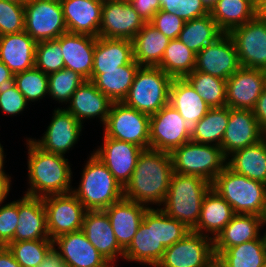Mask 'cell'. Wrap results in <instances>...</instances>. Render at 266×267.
I'll return each mask as SVG.
<instances>
[{
    "mask_svg": "<svg viewBox=\"0 0 266 267\" xmlns=\"http://www.w3.org/2000/svg\"><path fill=\"white\" fill-rule=\"evenodd\" d=\"M184 78L210 108L226 106V80L195 70Z\"/></svg>",
    "mask_w": 266,
    "mask_h": 267,
    "instance_id": "obj_41",
    "label": "cell"
},
{
    "mask_svg": "<svg viewBox=\"0 0 266 267\" xmlns=\"http://www.w3.org/2000/svg\"><path fill=\"white\" fill-rule=\"evenodd\" d=\"M223 34L224 32L219 28L209 13L203 17L185 21L178 40L197 54Z\"/></svg>",
    "mask_w": 266,
    "mask_h": 267,
    "instance_id": "obj_38",
    "label": "cell"
},
{
    "mask_svg": "<svg viewBox=\"0 0 266 267\" xmlns=\"http://www.w3.org/2000/svg\"><path fill=\"white\" fill-rule=\"evenodd\" d=\"M173 172L198 176L212 184L226 167L227 158L221 147L192 141L175 148L171 153Z\"/></svg>",
    "mask_w": 266,
    "mask_h": 267,
    "instance_id": "obj_8",
    "label": "cell"
},
{
    "mask_svg": "<svg viewBox=\"0 0 266 267\" xmlns=\"http://www.w3.org/2000/svg\"><path fill=\"white\" fill-rule=\"evenodd\" d=\"M43 203L51 240L66 233L82 230L87 209L72 192L46 196Z\"/></svg>",
    "mask_w": 266,
    "mask_h": 267,
    "instance_id": "obj_13",
    "label": "cell"
},
{
    "mask_svg": "<svg viewBox=\"0 0 266 267\" xmlns=\"http://www.w3.org/2000/svg\"><path fill=\"white\" fill-rule=\"evenodd\" d=\"M191 229L171 218L160 208L148 209L129 246L124 250L123 261L135 262L144 267H155L167 247L183 239Z\"/></svg>",
    "mask_w": 266,
    "mask_h": 267,
    "instance_id": "obj_1",
    "label": "cell"
},
{
    "mask_svg": "<svg viewBox=\"0 0 266 267\" xmlns=\"http://www.w3.org/2000/svg\"><path fill=\"white\" fill-rule=\"evenodd\" d=\"M211 188V183L201 177L173 172L160 209L192 230L199 220L204 197Z\"/></svg>",
    "mask_w": 266,
    "mask_h": 267,
    "instance_id": "obj_4",
    "label": "cell"
},
{
    "mask_svg": "<svg viewBox=\"0 0 266 267\" xmlns=\"http://www.w3.org/2000/svg\"><path fill=\"white\" fill-rule=\"evenodd\" d=\"M14 79V74L10 69L0 61V89L6 85L12 84Z\"/></svg>",
    "mask_w": 266,
    "mask_h": 267,
    "instance_id": "obj_56",
    "label": "cell"
},
{
    "mask_svg": "<svg viewBox=\"0 0 266 267\" xmlns=\"http://www.w3.org/2000/svg\"><path fill=\"white\" fill-rule=\"evenodd\" d=\"M139 67L140 65L133 60L117 70H102V74H91L89 81L112 102H123Z\"/></svg>",
    "mask_w": 266,
    "mask_h": 267,
    "instance_id": "obj_34",
    "label": "cell"
},
{
    "mask_svg": "<svg viewBox=\"0 0 266 267\" xmlns=\"http://www.w3.org/2000/svg\"><path fill=\"white\" fill-rule=\"evenodd\" d=\"M145 24L130 2L103 0L99 37L132 41Z\"/></svg>",
    "mask_w": 266,
    "mask_h": 267,
    "instance_id": "obj_16",
    "label": "cell"
},
{
    "mask_svg": "<svg viewBox=\"0 0 266 267\" xmlns=\"http://www.w3.org/2000/svg\"><path fill=\"white\" fill-rule=\"evenodd\" d=\"M85 81L77 72L66 68L51 73L48 75V96L66 106L73 93Z\"/></svg>",
    "mask_w": 266,
    "mask_h": 267,
    "instance_id": "obj_44",
    "label": "cell"
},
{
    "mask_svg": "<svg viewBox=\"0 0 266 267\" xmlns=\"http://www.w3.org/2000/svg\"><path fill=\"white\" fill-rule=\"evenodd\" d=\"M56 40L60 43L64 68L77 72L85 80H90L96 37L67 32Z\"/></svg>",
    "mask_w": 266,
    "mask_h": 267,
    "instance_id": "obj_25",
    "label": "cell"
},
{
    "mask_svg": "<svg viewBox=\"0 0 266 267\" xmlns=\"http://www.w3.org/2000/svg\"><path fill=\"white\" fill-rule=\"evenodd\" d=\"M104 135L120 141L150 148V115L126 106L123 102H113L104 125Z\"/></svg>",
    "mask_w": 266,
    "mask_h": 267,
    "instance_id": "obj_9",
    "label": "cell"
},
{
    "mask_svg": "<svg viewBox=\"0 0 266 267\" xmlns=\"http://www.w3.org/2000/svg\"><path fill=\"white\" fill-rule=\"evenodd\" d=\"M11 179V176H0V204L5 203L4 201L7 200L11 187H13Z\"/></svg>",
    "mask_w": 266,
    "mask_h": 267,
    "instance_id": "obj_55",
    "label": "cell"
},
{
    "mask_svg": "<svg viewBox=\"0 0 266 267\" xmlns=\"http://www.w3.org/2000/svg\"><path fill=\"white\" fill-rule=\"evenodd\" d=\"M226 166L237 174L266 184V136L232 153L227 157Z\"/></svg>",
    "mask_w": 266,
    "mask_h": 267,
    "instance_id": "obj_33",
    "label": "cell"
},
{
    "mask_svg": "<svg viewBox=\"0 0 266 267\" xmlns=\"http://www.w3.org/2000/svg\"><path fill=\"white\" fill-rule=\"evenodd\" d=\"M130 4L146 23L150 22L153 16L161 9L160 0H132Z\"/></svg>",
    "mask_w": 266,
    "mask_h": 267,
    "instance_id": "obj_51",
    "label": "cell"
},
{
    "mask_svg": "<svg viewBox=\"0 0 266 267\" xmlns=\"http://www.w3.org/2000/svg\"><path fill=\"white\" fill-rule=\"evenodd\" d=\"M82 231L89 242L113 266L118 259L123 260L124 250L119 246L110 219L104 210H87Z\"/></svg>",
    "mask_w": 266,
    "mask_h": 267,
    "instance_id": "obj_22",
    "label": "cell"
},
{
    "mask_svg": "<svg viewBox=\"0 0 266 267\" xmlns=\"http://www.w3.org/2000/svg\"><path fill=\"white\" fill-rule=\"evenodd\" d=\"M28 189L23 195L44 198L72 192L73 172L68 158L38 147L26 137Z\"/></svg>",
    "mask_w": 266,
    "mask_h": 267,
    "instance_id": "obj_3",
    "label": "cell"
},
{
    "mask_svg": "<svg viewBox=\"0 0 266 267\" xmlns=\"http://www.w3.org/2000/svg\"><path fill=\"white\" fill-rule=\"evenodd\" d=\"M172 174V156L169 152L143 149L130 180L123 187L124 198L149 209L155 205L158 206L155 208H160L168 192Z\"/></svg>",
    "mask_w": 266,
    "mask_h": 267,
    "instance_id": "obj_2",
    "label": "cell"
},
{
    "mask_svg": "<svg viewBox=\"0 0 266 267\" xmlns=\"http://www.w3.org/2000/svg\"><path fill=\"white\" fill-rule=\"evenodd\" d=\"M211 186L231 205L235 214L264 216L266 184L237 174L226 166Z\"/></svg>",
    "mask_w": 266,
    "mask_h": 267,
    "instance_id": "obj_6",
    "label": "cell"
},
{
    "mask_svg": "<svg viewBox=\"0 0 266 267\" xmlns=\"http://www.w3.org/2000/svg\"><path fill=\"white\" fill-rule=\"evenodd\" d=\"M133 60L131 40L96 37L91 74H102V70H117L118 67L130 64Z\"/></svg>",
    "mask_w": 266,
    "mask_h": 267,
    "instance_id": "obj_32",
    "label": "cell"
},
{
    "mask_svg": "<svg viewBox=\"0 0 266 267\" xmlns=\"http://www.w3.org/2000/svg\"><path fill=\"white\" fill-rule=\"evenodd\" d=\"M149 23L164 36L172 40L178 39L185 20L177 17L173 12H165L160 9Z\"/></svg>",
    "mask_w": 266,
    "mask_h": 267,
    "instance_id": "obj_49",
    "label": "cell"
},
{
    "mask_svg": "<svg viewBox=\"0 0 266 267\" xmlns=\"http://www.w3.org/2000/svg\"><path fill=\"white\" fill-rule=\"evenodd\" d=\"M102 138L103 142L92 153L106 165L114 178L124 187L133 174L143 148L106 137L104 134Z\"/></svg>",
    "mask_w": 266,
    "mask_h": 267,
    "instance_id": "obj_19",
    "label": "cell"
},
{
    "mask_svg": "<svg viewBox=\"0 0 266 267\" xmlns=\"http://www.w3.org/2000/svg\"><path fill=\"white\" fill-rule=\"evenodd\" d=\"M210 14L219 28L229 33L256 16V4L252 0H217Z\"/></svg>",
    "mask_w": 266,
    "mask_h": 267,
    "instance_id": "obj_37",
    "label": "cell"
},
{
    "mask_svg": "<svg viewBox=\"0 0 266 267\" xmlns=\"http://www.w3.org/2000/svg\"><path fill=\"white\" fill-rule=\"evenodd\" d=\"M18 219V200L0 204V246L14 242Z\"/></svg>",
    "mask_w": 266,
    "mask_h": 267,
    "instance_id": "obj_47",
    "label": "cell"
},
{
    "mask_svg": "<svg viewBox=\"0 0 266 267\" xmlns=\"http://www.w3.org/2000/svg\"><path fill=\"white\" fill-rule=\"evenodd\" d=\"M0 267H22L6 246H0Z\"/></svg>",
    "mask_w": 266,
    "mask_h": 267,
    "instance_id": "obj_54",
    "label": "cell"
},
{
    "mask_svg": "<svg viewBox=\"0 0 266 267\" xmlns=\"http://www.w3.org/2000/svg\"><path fill=\"white\" fill-rule=\"evenodd\" d=\"M240 67L234 41L224 33L196 54L194 70L227 80Z\"/></svg>",
    "mask_w": 266,
    "mask_h": 267,
    "instance_id": "obj_17",
    "label": "cell"
},
{
    "mask_svg": "<svg viewBox=\"0 0 266 267\" xmlns=\"http://www.w3.org/2000/svg\"><path fill=\"white\" fill-rule=\"evenodd\" d=\"M170 39L149 22L133 38V57L140 66L157 67L163 58Z\"/></svg>",
    "mask_w": 266,
    "mask_h": 267,
    "instance_id": "obj_35",
    "label": "cell"
},
{
    "mask_svg": "<svg viewBox=\"0 0 266 267\" xmlns=\"http://www.w3.org/2000/svg\"><path fill=\"white\" fill-rule=\"evenodd\" d=\"M180 1L181 0H160L161 10L165 12H173L174 10L178 9V4Z\"/></svg>",
    "mask_w": 266,
    "mask_h": 267,
    "instance_id": "obj_57",
    "label": "cell"
},
{
    "mask_svg": "<svg viewBox=\"0 0 266 267\" xmlns=\"http://www.w3.org/2000/svg\"><path fill=\"white\" fill-rule=\"evenodd\" d=\"M173 13L185 21L203 17L210 13L201 0H181Z\"/></svg>",
    "mask_w": 266,
    "mask_h": 267,
    "instance_id": "obj_50",
    "label": "cell"
},
{
    "mask_svg": "<svg viewBox=\"0 0 266 267\" xmlns=\"http://www.w3.org/2000/svg\"><path fill=\"white\" fill-rule=\"evenodd\" d=\"M53 247L69 267H113L89 242L82 230L53 239Z\"/></svg>",
    "mask_w": 266,
    "mask_h": 267,
    "instance_id": "obj_21",
    "label": "cell"
},
{
    "mask_svg": "<svg viewBox=\"0 0 266 267\" xmlns=\"http://www.w3.org/2000/svg\"><path fill=\"white\" fill-rule=\"evenodd\" d=\"M52 114L43 136L30 139L44 151L65 156L78 143L84 127L64 106L55 108Z\"/></svg>",
    "mask_w": 266,
    "mask_h": 267,
    "instance_id": "obj_15",
    "label": "cell"
},
{
    "mask_svg": "<svg viewBox=\"0 0 266 267\" xmlns=\"http://www.w3.org/2000/svg\"><path fill=\"white\" fill-rule=\"evenodd\" d=\"M150 148L171 153L191 141V128L169 103L150 115Z\"/></svg>",
    "mask_w": 266,
    "mask_h": 267,
    "instance_id": "obj_12",
    "label": "cell"
},
{
    "mask_svg": "<svg viewBox=\"0 0 266 267\" xmlns=\"http://www.w3.org/2000/svg\"><path fill=\"white\" fill-rule=\"evenodd\" d=\"M5 1L13 2L17 4H25L28 0H5Z\"/></svg>",
    "mask_w": 266,
    "mask_h": 267,
    "instance_id": "obj_61",
    "label": "cell"
},
{
    "mask_svg": "<svg viewBox=\"0 0 266 267\" xmlns=\"http://www.w3.org/2000/svg\"><path fill=\"white\" fill-rule=\"evenodd\" d=\"M18 217L14 241L50 239L43 198L27 195L19 198Z\"/></svg>",
    "mask_w": 266,
    "mask_h": 267,
    "instance_id": "obj_27",
    "label": "cell"
},
{
    "mask_svg": "<svg viewBox=\"0 0 266 267\" xmlns=\"http://www.w3.org/2000/svg\"><path fill=\"white\" fill-rule=\"evenodd\" d=\"M234 214L231 205L211 188L204 197L197 225L191 231L214 240Z\"/></svg>",
    "mask_w": 266,
    "mask_h": 267,
    "instance_id": "obj_30",
    "label": "cell"
},
{
    "mask_svg": "<svg viewBox=\"0 0 266 267\" xmlns=\"http://www.w3.org/2000/svg\"><path fill=\"white\" fill-rule=\"evenodd\" d=\"M265 88V70L240 67L226 80V106L253 110Z\"/></svg>",
    "mask_w": 266,
    "mask_h": 267,
    "instance_id": "obj_18",
    "label": "cell"
},
{
    "mask_svg": "<svg viewBox=\"0 0 266 267\" xmlns=\"http://www.w3.org/2000/svg\"><path fill=\"white\" fill-rule=\"evenodd\" d=\"M113 102L89 80L82 83L73 93L65 109L80 123L98 118L105 124Z\"/></svg>",
    "mask_w": 266,
    "mask_h": 267,
    "instance_id": "obj_23",
    "label": "cell"
},
{
    "mask_svg": "<svg viewBox=\"0 0 266 267\" xmlns=\"http://www.w3.org/2000/svg\"><path fill=\"white\" fill-rule=\"evenodd\" d=\"M6 247L22 267H38L53 248V240L14 241Z\"/></svg>",
    "mask_w": 266,
    "mask_h": 267,
    "instance_id": "obj_42",
    "label": "cell"
},
{
    "mask_svg": "<svg viewBox=\"0 0 266 267\" xmlns=\"http://www.w3.org/2000/svg\"><path fill=\"white\" fill-rule=\"evenodd\" d=\"M67 31L99 37L103 0H60Z\"/></svg>",
    "mask_w": 266,
    "mask_h": 267,
    "instance_id": "obj_24",
    "label": "cell"
},
{
    "mask_svg": "<svg viewBox=\"0 0 266 267\" xmlns=\"http://www.w3.org/2000/svg\"><path fill=\"white\" fill-rule=\"evenodd\" d=\"M196 53L178 39H172L157 66L172 78H184L195 69Z\"/></svg>",
    "mask_w": 266,
    "mask_h": 267,
    "instance_id": "obj_40",
    "label": "cell"
},
{
    "mask_svg": "<svg viewBox=\"0 0 266 267\" xmlns=\"http://www.w3.org/2000/svg\"><path fill=\"white\" fill-rule=\"evenodd\" d=\"M234 41L241 67L266 71V21L255 16L228 33Z\"/></svg>",
    "mask_w": 266,
    "mask_h": 267,
    "instance_id": "obj_14",
    "label": "cell"
},
{
    "mask_svg": "<svg viewBox=\"0 0 266 267\" xmlns=\"http://www.w3.org/2000/svg\"><path fill=\"white\" fill-rule=\"evenodd\" d=\"M24 31L36 42L67 33L60 0H28L24 4Z\"/></svg>",
    "mask_w": 266,
    "mask_h": 267,
    "instance_id": "obj_10",
    "label": "cell"
},
{
    "mask_svg": "<svg viewBox=\"0 0 266 267\" xmlns=\"http://www.w3.org/2000/svg\"><path fill=\"white\" fill-rule=\"evenodd\" d=\"M13 83L30 104L48 95V75L36 67L14 74Z\"/></svg>",
    "mask_w": 266,
    "mask_h": 267,
    "instance_id": "obj_43",
    "label": "cell"
},
{
    "mask_svg": "<svg viewBox=\"0 0 266 267\" xmlns=\"http://www.w3.org/2000/svg\"><path fill=\"white\" fill-rule=\"evenodd\" d=\"M119 1L131 2L132 0H119Z\"/></svg>",
    "mask_w": 266,
    "mask_h": 267,
    "instance_id": "obj_63",
    "label": "cell"
},
{
    "mask_svg": "<svg viewBox=\"0 0 266 267\" xmlns=\"http://www.w3.org/2000/svg\"><path fill=\"white\" fill-rule=\"evenodd\" d=\"M205 7L210 11L214 5L216 4L217 0H201Z\"/></svg>",
    "mask_w": 266,
    "mask_h": 267,
    "instance_id": "obj_60",
    "label": "cell"
},
{
    "mask_svg": "<svg viewBox=\"0 0 266 267\" xmlns=\"http://www.w3.org/2000/svg\"><path fill=\"white\" fill-rule=\"evenodd\" d=\"M148 209L124 197L104 209L110 219L116 240L123 250L131 243Z\"/></svg>",
    "mask_w": 266,
    "mask_h": 267,
    "instance_id": "obj_26",
    "label": "cell"
},
{
    "mask_svg": "<svg viewBox=\"0 0 266 267\" xmlns=\"http://www.w3.org/2000/svg\"><path fill=\"white\" fill-rule=\"evenodd\" d=\"M172 77L159 67L140 66L123 103L152 115L169 103Z\"/></svg>",
    "mask_w": 266,
    "mask_h": 267,
    "instance_id": "obj_7",
    "label": "cell"
},
{
    "mask_svg": "<svg viewBox=\"0 0 266 267\" xmlns=\"http://www.w3.org/2000/svg\"><path fill=\"white\" fill-rule=\"evenodd\" d=\"M229 121V107L211 108L191 129V141L221 147Z\"/></svg>",
    "mask_w": 266,
    "mask_h": 267,
    "instance_id": "obj_39",
    "label": "cell"
},
{
    "mask_svg": "<svg viewBox=\"0 0 266 267\" xmlns=\"http://www.w3.org/2000/svg\"><path fill=\"white\" fill-rule=\"evenodd\" d=\"M60 43L56 40L37 42L35 54V67L45 74L57 72L64 69Z\"/></svg>",
    "mask_w": 266,
    "mask_h": 267,
    "instance_id": "obj_45",
    "label": "cell"
},
{
    "mask_svg": "<svg viewBox=\"0 0 266 267\" xmlns=\"http://www.w3.org/2000/svg\"><path fill=\"white\" fill-rule=\"evenodd\" d=\"M37 42L25 31L0 36V61L13 74L35 67Z\"/></svg>",
    "mask_w": 266,
    "mask_h": 267,
    "instance_id": "obj_29",
    "label": "cell"
},
{
    "mask_svg": "<svg viewBox=\"0 0 266 267\" xmlns=\"http://www.w3.org/2000/svg\"><path fill=\"white\" fill-rule=\"evenodd\" d=\"M216 264L213 239L190 231L167 247L155 267H213Z\"/></svg>",
    "mask_w": 266,
    "mask_h": 267,
    "instance_id": "obj_11",
    "label": "cell"
},
{
    "mask_svg": "<svg viewBox=\"0 0 266 267\" xmlns=\"http://www.w3.org/2000/svg\"><path fill=\"white\" fill-rule=\"evenodd\" d=\"M252 111L259 123L260 128L266 135V88L262 91V94L259 96Z\"/></svg>",
    "mask_w": 266,
    "mask_h": 267,
    "instance_id": "obj_52",
    "label": "cell"
},
{
    "mask_svg": "<svg viewBox=\"0 0 266 267\" xmlns=\"http://www.w3.org/2000/svg\"><path fill=\"white\" fill-rule=\"evenodd\" d=\"M5 154V151H4V148H3V145L0 143V176H9V174L7 175V173L5 172L4 170V165H5V158H6V155Z\"/></svg>",
    "mask_w": 266,
    "mask_h": 267,
    "instance_id": "obj_59",
    "label": "cell"
},
{
    "mask_svg": "<svg viewBox=\"0 0 266 267\" xmlns=\"http://www.w3.org/2000/svg\"><path fill=\"white\" fill-rule=\"evenodd\" d=\"M29 103L14 83L0 89V112L8 116L22 114Z\"/></svg>",
    "mask_w": 266,
    "mask_h": 267,
    "instance_id": "obj_48",
    "label": "cell"
},
{
    "mask_svg": "<svg viewBox=\"0 0 266 267\" xmlns=\"http://www.w3.org/2000/svg\"><path fill=\"white\" fill-rule=\"evenodd\" d=\"M256 4V16L266 21V0H259Z\"/></svg>",
    "mask_w": 266,
    "mask_h": 267,
    "instance_id": "obj_58",
    "label": "cell"
},
{
    "mask_svg": "<svg viewBox=\"0 0 266 267\" xmlns=\"http://www.w3.org/2000/svg\"><path fill=\"white\" fill-rule=\"evenodd\" d=\"M265 233L257 239L224 250L217 258L218 267H261L266 262Z\"/></svg>",
    "mask_w": 266,
    "mask_h": 267,
    "instance_id": "obj_36",
    "label": "cell"
},
{
    "mask_svg": "<svg viewBox=\"0 0 266 267\" xmlns=\"http://www.w3.org/2000/svg\"><path fill=\"white\" fill-rule=\"evenodd\" d=\"M263 219H264V223H265V226H266V211H265V214L263 216Z\"/></svg>",
    "mask_w": 266,
    "mask_h": 267,
    "instance_id": "obj_62",
    "label": "cell"
},
{
    "mask_svg": "<svg viewBox=\"0 0 266 267\" xmlns=\"http://www.w3.org/2000/svg\"><path fill=\"white\" fill-rule=\"evenodd\" d=\"M24 4L0 0V36L24 31Z\"/></svg>",
    "mask_w": 266,
    "mask_h": 267,
    "instance_id": "obj_46",
    "label": "cell"
},
{
    "mask_svg": "<svg viewBox=\"0 0 266 267\" xmlns=\"http://www.w3.org/2000/svg\"><path fill=\"white\" fill-rule=\"evenodd\" d=\"M82 169L79 185L72 193L87 210H104L124 197L123 186L92 152Z\"/></svg>",
    "mask_w": 266,
    "mask_h": 267,
    "instance_id": "obj_5",
    "label": "cell"
},
{
    "mask_svg": "<svg viewBox=\"0 0 266 267\" xmlns=\"http://www.w3.org/2000/svg\"><path fill=\"white\" fill-rule=\"evenodd\" d=\"M264 227V219L261 216L234 214L231 221L213 240L215 257L227 248L257 239Z\"/></svg>",
    "mask_w": 266,
    "mask_h": 267,
    "instance_id": "obj_28",
    "label": "cell"
},
{
    "mask_svg": "<svg viewBox=\"0 0 266 267\" xmlns=\"http://www.w3.org/2000/svg\"><path fill=\"white\" fill-rule=\"evenodd\" d=\"M172 105L192 129L211 109L185 78H173L169 89Z\"/></svg>",
    "mask_w": 266,
    "mask_h": 267,
    "instance_id": "obj_31",
    "label": "cell"
},
{
    "mask_svg": "<svg viewBox=\"0 0 266 267\" xmlns=\"http://www.w3.org/2000/svg\"><path fill=\"white\" fill-rule=\"evenodd\" d=\"M64 260L54 247L48 252L45 259L38 267H64Z\"/></svg>",
    "mask_w": 266,
    "mask_h": 267,
    "instance_id": "obj_53",
    "label": "cell"
},
{
    "mask_svg": "<svg viewBox=\"0 0 266 267\" xmlns=\"http://www.w3.org/2000/svg\"><path fill=\"white\" fill-rule=\"evenodd\" d=\"M265 136L252 110L229 108V121L221 149L227 158L235 151L259 142Z\"/></svg>",
    "mask_w": 266,
    "mask_h": 267,
    "instance_id": "obj_20",
    "label": "cell"
}]
</instances>
